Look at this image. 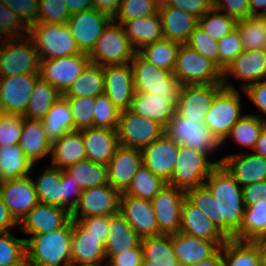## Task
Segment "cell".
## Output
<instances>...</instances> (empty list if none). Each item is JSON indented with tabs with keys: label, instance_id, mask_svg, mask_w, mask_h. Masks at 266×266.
Listing matches in <instances>:
<instances>
[{
	"label": "cell",
	"instance_id": "obj_1",
	"mask_svg": "<svg viewBox=\"0 0 266 266\" xmlns=\"http://www.w3.org/2000/svg\"><path fill=\"white\" fill-rule=\"evenodd\" d=\"M185 198L204 213L227 237L234 238L244 218L242 187L218 165L204 185L185 190Z\"/></svg>",
	"mask_w": 266,
	"mask_h": 266
},
{
	"label": "cell",
	"instance_id": "obj_2",
	"mask_svg": "<svg viewBox=\"0 0 266 266\" xmlns=\"http://www.w3.org/2000/svg\"><path fill=\"white\" fill-rule=\"evenodd\" d=\"M25 240L26 257L35 266H68L72 262V219L59 229Z\"/></svg>",
	"mask_w": 266,
	"mask_h": 266
},
{
	"label": "cell",
	"instance_id": "obj_3",
	"mask_svg": "<svg viewBox=\"0 0 266 266\" xmlns=\"http://www.w3.org/2000/svg\"><path fill=\"white\" fill-rule=\"evenodd\" d=\"M130 65L135 91L164 96L176 106L181 85L173 72L159 69L138 52L134 54Z\"/></svg>",
	"mask_w": 266,
	"mask_h": 266
},
{
	"label": "cell",
	"instance_id": "obj_4",
	"mask_svg": "<svg viewBox=\"0 0 266 266\" xmlns=\"http://www.w3.org/2000/svg\"><path fill=\"white\" fill-rule=\"evenodd\" d=\"M40 60L81 54L68 25L36 23L28 29Z\"/></svg>",
	"mask_w": 266,
	"mask_h": 266
},
{
	"label": "cell",
	"instance_id": "obj_5",
	"mask_svg": "<svg viewBox=\"0 0 266 266\" xmlns=\"http://www.w3.org/2000/svg\"><path fill=\"white\" fill-rule=\"evenodd\" d=\"M5 39H0V78L39 74L40 59L32 39L28 35Z\"/></svg>",
	"mask_w": 266,
	"mask_h": 266
},
{
	"label": "cell",
	"instance_id": "obj_6",
	"mask_svg": "<svg viewBox=\"0 0 266 266\" xmlns=\"http://www.w3.org/2000/svg\"><path fill=\"white\" fill-rule=\"evenodd\" d=\"M173 74L181 86L222 84L221 69L187 44L179 47Z\"/></svg>",
	"mask_w": 266,
	"mask_h": 266
},
{
	"label": "cell",
	"instance_id": "obj_7",
	"mask_svg": "<svg viewBox=\"0 0 266 266\" xmlns=\"http://www.w3.org/2000/svg\"><path fill=\"white\" fill-rule=\"evenodd\" d=\"M136 52L123 26L112 19L88 55L91 63L106 66L128 64Z\"/></svg>",
	"mask_w": 266,
	"mask_h": 266
},
{
	"label": "cell",
	"instance_id": "obj_8",
	"mask_svg": "<svg viewBox=\"0 0 266 266\" xmlns=\"http://www.w3.org/2000/svg\"><path fill=\"white\" fill-rule=\"evenodd\" d=\"M208 156L194 149L180 146L177 163L167 184L183 190L204 185V180L218 165L222 164L223 160L221 158L213 162L208 160Z\"/></svg>",
	"mask_w": 266,
	"mask_h": 266
},
{
	"label": "cell",
	"instance_id": "obj_9",
	"mask_svg": "<svg viewBox=\"0 0 266 266\" xmlns=\"http://www.w3.org/2000/svg\"><path fill=\"white\" fill-rule=\"evenodd\" d=\"M240 93L237 89L223 87L211 103L204 124L223 146L232 127L241 115ZM224 142V143H223Z\"/></svg>",
	"mask_w": 266,
	"mask_h": 266
},
{
	"label": "cell",
	"instance_id": "obj_10",
	"mask_svg": "<svg viewBox=\"0 0 266 266\" xmlns=\"http://www.w3.org/2000/svg\"><path fill=\"white\" fill-rule=\"evenodd\" d=\"M165 133L178 145L209 156L221 146L204 122L189 120L180 116L176 111L167 124Z\"/></svg>",
	"mask_w": 266,
	"mask_h": 266
},
{
	"label": "cell",
	"instance_id": "obj_11",
	"mask_svg": "<svg viewBox=\"0 0 266 266\" xmlns=\"http://www.w3.org/2000/svg\"><path fill=\"white\" fill-rule=\"evenodd\" d=\"M164 133L165 129L151 119L130 109L120 112L117 128L119 145L142 150Z\"/></svg>",
	"mask_w": 266,
	"mask_h": 266
},
{
	"label": "cell",
	"instance_id": "obj_12",
	"mask_svg": "<svg viewBox=\"0 0 266 266\" xmlns=\"http://www.w3.org/2000/svg\"><path fill=\"white\" fill-rule=\"evenodd\" d=\"M89 63V55L85 53L40 60L39 76L63 95Z\"/></svg>",
	"mask_w": 266,
	"mask_h": 266
},
{
	"label": "cell",
	"instance_id": "obj_13",
	"mask_svg": "<svg viewBox=\"0 0 266 266\" xmlns=\"http://www.w3.org/2000/svg\"><path fill=\"white\" fill-rule=\"evenodd\" d=\"M121 194L109 183L82 190L78 203L71 212V219L78 221L91 216L116 214L120 212Z\"/></svg>",
	"mask_w": 266,
	"mask_h": 266
},
{
	"label": "cell",
	"instance_id": "obj_14",
	"mask_svg": "<svg viewBox=\"0 0 266 266\" xmlns=\"http://www.w3.org/2000/svg\"><path fill=\"white\" fill-rule=\"evenodd\" d=\"M113 18L102 11L91 8L70 15L67 23L81 53L89 54Z\"/></svg>",
	"mask_w": 266,
	"mask_h": 266
},
{
	"label": "cell",
	"instance_id": "obj_15",
	"mask_svg": "<svg viewBox=\"0 0 266 266\" xmlns=\"http://www.w3.org/2000/svg\"><path fill=\"white\" fill-rule=\"evenodd\" d=\"M223 84H194L180 87L176 112L187 119L204 122L215 95Z\"/></svg>",
	"mask_w": 266,
	"mask_h": 266
},
{
	"label": "cell",
	"instance_id": "obj_16",
	"mask_svg": "<svg viewBox=\"0 0 266 266\" xmlns=\"http://www.w3.org/2000/svg\"><path fill=\"white\" fill-rule=\"evenodd\" d=\"M231 77L242 79L243 90L249 85L266 80L265 50H244L222 72V84L226 88L234 89L227 80Z\"/></svg>",
	"mask_w": 266,
	"mask_h": 266
},
{
	"label": "cell",
	"instance_id": "obj_17",
	"mask_svg": "<svg viewBox=\"0 0 266 266\" xmlns=\"http://www.w3.org/2000/svg\"><path fill=\"white\" fill-rule=\"evenodd\" d=\"M184 199L185 190L167 184L151 200L159 231L162 234L179 232Z\"/></svg>",
	"mask_w": 266,
	"mask_h": 266
},
{
	"label": "cell",
	"instance_id": "obj_18",
	"mask_svg": "<svg viewBox=\"0 0 266 266\" xmlns=\"http://www.w3.org/2000/svg\"><path fill=\"white\" fill-rule=\"evenodd\" d=\"M39 74H19L0 78V99L6 114L25 115Z\"/></svg>",
	"mask_w": 266,
	"mask_h": 266
},
{
	"label": "cell",
	"instance_id": "obj_19",
	"mask_svg": "<svg viewBox=\"0 0 266 266\" xmlns=\"http://www.w3.org/2000/svg\"><path fill=\"white\" fill-rule=\"evenodd\" d=\"M105 94L121 112L130 109L135 88L130 63L102 66Z\"/></svg>",
	"mask_w": 266,
	"mask_h": 266
},
{
	"label": "cell",
	"instance_id": "obj_20",
	"mask_svg": "<svg viewBox=\"0 0 266 266\" xmlns=\"http://www.w3.org/2000/svg\"><path fill=\"white\" fill-rule=\"evenodd\" d=\"M0 195L10 214L18 223L39 203L30 176L3 181Z\"/></svg>",
	"mask_w": 266,
	"mask_h": 266
},
{
	"label": "cell",
	"instance_id": "obj_21",
	"mask_svg": "<svg viewBox=\"0 0 266 266\" xmlns=\"http://www.w3.org/2000/svg\"><path fill=\"white\" fill-rule=\"evenodd\" d=\"M120 213L141 238L162 234L151 200L121 194Z\"/></svg>",
	"mask_w": 266,
	"mask_h": 266
},
{
	"label": "cell",
	"instance_id": "obj_22",
	"mask_svg": "<svg viewBox=\"0 0 266 266\" xmlns=\"http://www.w3.org/2000/svg\"><path fill=\"white\" fill-rule=\"evenodd\" d=\"M179 147L180 145L164 133L141 150L143 165L168 182L177 163Z\"/></svg>",
	"mask_w": 266,
	"mask_h": 266
},
{
	"label": "cell",
	"instance_id": "obj_23",
	"mask_svg": "<svg viewBox=\"0 0 266 266\" xmlns=\"http://www.w3.org/2000/svg\"><path fill=\"white\" fill-rule=\"evenodd\" d=\"M142 166L141 150L119 145L107 163L108 183L123 193L129 187L132 177Z\"/></svg>",
	"mask_w": 266,
	"mask_h": 266
},
{
	"label": "cell",
	"instance_id": "obj_24",
	"mask_svg": "<svg viewBox=\"0 0 266 266\" xmlns=\"http://www.w3.org/2000/svg\"><path fill=\"white\" fill-rule=\"evenodd\" d=\"M71 219L64 208L38 203L18 223L24 234L38 235L63 227Z\"/></svg>",
	"mask_w": 266,
	"mask_h": 266
},
{
	"label": "cell",
	"instance_id": "obj_25",
	"mask_svg": "<svg viewBox=\"0 0 266 266\" xmlns=\"http://www.w3.org/2000/svg\"><path fill=\"white\" fill-rule=\"evenodd\" d=\"M179 232L191 237L214 241L220 247L228 240L218 227L186 198L183 201L181 209Z\"/></svg>",
	"mask_w": 266,
	"mask_h": 266
},
{
	"label": "cell",
	"instance_id": "obj_26",
	"mask_svg": "<svg viewBox=\"0 0 266 266\" xmlns=\"http://www.w3.org/2000/svg\"><path fill=\"white\" fill-rule=\"evenodd\" d=\"M222 165L243 188L266 180V159L255 153H238L222 157Z\"/></svg>",
	"mask_w": 266,
	"mask_h": 266
},
{
	"label": "cell",
	"instance_id": "obj_27",
	"mask_svg": "<svg viewBox=\"0 0 266 266\" xmlns=\"http://www.w3.org/2000/svg\"><path fill=\"white\" fill-rule=\"evenodd\" d=\"M107 237L89 234L77 221L72 220L71 260L74 263L100 262L106 260Z\"/></svg>",
	"mask_w": 266,
	"mask_h": 266
},
{
	"label": "cell",
	"instance_id": "obj_28",
	"mask_svg": "<svg viewBox=\"0 0 266 266\" xmlns=\"http://www.w3.org/2000/svg\"><path fill=\"white\" fill-rule=\"evenodd\" d=\"M81 134L87 159L107 165L119 146L117 130L90 127L81 130Z\"/></svg>",
	"mask_w": 266,
	"mask_h": 266
},
{
	"label": "cell",
	"instance_id": "obj_29",
	"mask_svg": "<svg viewBox=\"0 0 266 266\" xmlns=\"http://www.w3.org/2000/svg\"><path fill=\"white\" fill-rule=\"evenodd\" d=\"M163 38L179 44H186L190 34L198 25V18L178 8L163 5L159 7Z\"/></svg>",
	"mask_w": 266,
	"mask_h": 266
},
{
	"label": "cell",
	"instance_id": "obj_30",
	"mask_svg": "<svg viewBox=\"0 0 266 266\" xmlns=\"http://www.w3.org/2000/svg\"><path fill=\"white\" fill-rule=\"evenodd\" d=\"M141 239L120 212L110 215L105 244L106 260L120 252L141 247Z\"/></svg>",
	"mask_w": 266,
	"mask_h": 266
},
{
	"label": "cell",
	"instance_id": "obj_31",
	"mask_svg": "<svg viewBox=\"0 0 266 266\" xmlns=\"http://www.w3.org/2000/svg\"><path fill=\"white\" fill-rule=\"evenodd\" d=\"M130 110L151 119L165 129L174 116L176 106L164 96L135 91Z\"/></svg>",
	"mask_w": 266,
	"mask_h": 266
},
{
	"label": "cell",
	"instance_id": "obj_32",
	"mask_svg": "<svg viewBox=\"0 0 266 266\" xmlns=\"http://www.w3.org/2000/svg\"><path fill=\"white\" fill-rule=\"evenodd\" d=\"M172 246L180 266H189L209 258L221 248L214 241L191 237L181 232L172 234Z\"/></svg>",
	"mask_w": 266,
	"mask_h": 266
},
{
	"label": "cell",
	"instance_id": "obj_33",
	"mask_svg": "<svg viewBox=\"0 0 266 266\" xmlns=\"http://www.w3.org/2000/svg\"><path fill=\"white\" fill-rule=\"evenodd\" d=\"M50 155L52 166L61 170L87 159L81 131L74 130L64 134L52 144Z\"/></svg>",
	"mask_w": 266,
	"mask_h": 266
},
{
	"label": "cell",
	"instance_id": "obj_34",
	"mask_svg": "<svg viewBox=\"0 0 266 266\" xmlns=\"http://www.w3.org/2000/svg\"><path fill=\"white\" fill-rule=\"evenodd\" d=\"M122 26L136 51L163 38L159 12L148 17L125 21Z\"/></svg>",
	"mask_w": 266,
	"mask_h": 266
},
{
	"label": "cell",
	"instance_id": "obj_35",
	"mask_svg": "<svg viewBox=\"0 0 266 266\" xmlns=\"http://www.w3.org/2000/svg\"><path fill=\"white\" fill-rule=\"evenodd\" d=\"M24 154L36 164L39 159L51 154L52 144L47 139L41 120L24 118L22 136L18 144Z\"/></svg>",
	"mask_w": 266,
	"mask_h": 266
},
{
	"label": "cell",
	"instance_id": "obj_36",
	"mask_svg": "<svg viewBox=\"0 0 266 266\" xmlns=\"http://www.w3.org/2000/svg\"><path fill=\"white\" fill-rule=\"evenodd\" d=\"M41 121L51 144L58 141L67 132L74 131L71 107L63 95L53 104Z\"/></svg>",
	"mask_w": 266,
	"mask_h": 266
},
{
	"label": "cell",
	"instance_id": "obj_37",
	"mask_svg": "<svg viewBox=\"0 0 266 266\" xmlns=\"http://www.w3.org/2000/svg\"><path fill=\"white\" fill-rule=\"evenodd\" d=\"M141 247L148 266H180L172 246V234L144 237Z\"/></svg>",
	"mask_w": 266,
	"mask_h": 266
},
{
	"label": "cell",
	"instance_id": "obj_38",
	"mask_svg": "<svg viewBox=\"0 0 266 266\" xmlns=\"http://www.w3.org/2000/svg\"><path fill=\"white\" fill-rule=\"evenodd\" d=\"M103 93H105V81L102 66L90 62L63 96L65 98L96 97Z\"/></svg>",
	"mask_w": 266,
	"mask_h": 266
},
{
	"label": "cell",
	"instance_id": "obj_39",
	"mask_svg": "<svg viewBox=\"0 0 266 266\" xmlns=\"http://www.w3.org/2000/svg\"><path fill=\"white\" fill-rule=\"evenodd\" d=\"M34 164L19 145L0 146V177L2 181L27 177Z\"/></svg>",
	"mask_w": 266,
	"mask_h": 266
},
{
	"label": "cell",
	"instance_id": "obj_40",
	"mask_svg": "<svg viewBox=\"0 0 266 266\" xmlns=\"http://www.w3.org/2000/svg\"><path fill=\"white\" fill-rule=\"evenodd\" d=\"M222 252V266H262L259 248L254 241L228 238Z\"/></svg>",
	"mask_w": 266,
	"mask_h": 266
},
{
	"label": "cell",
	"instance_id": "obj_41",
	"mask_svg": "<svg viewBox=\"0 0 266 266\" xmlns=\"http://www.w3.org/2000/svg\"><path fill=\"white\" fill-rule=\"evenodd\" d=\"M62 170L48 166L33 185L38 202L63 208Z\"/></svg>",
	"mask_w": 266,
	"mask_h": 266
},
{
	"label": "cell",
	"instance_id": "obj_42",
	"mask_svg": "<svg viewBox=\"0 0 266 266\" xmlns=\"http://www.w3.org/2000/svg\"><path fill=\"white\" fill-rule=\"evenodd\" d=\"M62 94L51 84L39 78L31 93L24 118L42 120Z\"/></svg>",
	"mask_w": 266,
	"mask_h": 266
},
{
	"label": "cell",
	"instance_id": "obj_43",
	"mask_svg": "<svg viewBox=\"0 0 266 266\" xmlns=\"http://www.w3.org/2000/svg\"><path fill=\"white\" fill-rule=\"evenodd\" d=\"M266 235V199H260L251 206H245L240 230L234 239L254 241Z\"/></svg>",
	"mask_w": 266,
	"mask_h": 266
},
{
	"label": "cell",
	"instance_id": "obj_44",
	"mask_svg": "<svg viewBox=\"0 0 266 266\" xmlns=\"http://www.w3.org/2000/svg\"><path fill=\"white\" fill-rule=\"evenodd\" d=\"M180 45L167 38H162L154 43L143 46L137 52L159 69L173 72Z\"/></svg>",
	"mask_w": 266,
	"mask_h": 266
},
{
	"label": "cell",
	"instance_id": "obj_45",
	"mask_svg": "<svg viewBox=\"0 0 266 266\" xmlns=\"http://www.w3.org/2000/svg\"><path fill=\"white\" fill-rule=\"evenodd\" d=\"M81 190L108 184L107 165L85 159L65 169Z\"/></svg>",
	"mask_w": 266,
	"mask_h": 266
},
{
	"label": "cell",
	"instance_id": "obj_46",
	"mask_svg": "<svg viewBox=\"0 0 266 266\" xmlns=\"http://www.w3.org/2000/svg\"><path fill=\"white\" fill-rule=\"evenodd\" d=\"M166 185L167 182L143 165L132 177L129 187L122 194L152 200Z\"/></svg>",
	"mask_w": 266,
	"mask_h": 266
},
{
	"label": "cell",
	"instance_id": "obj_47",
	"mask_svg": "<svg viewBox=\"0 0 266 266\" xmlns=\"http://www.w3.org/2000/svg\"><path fill=\"white\" fill-rule=\"evenodd\" d=\"M236 29L239 32L244 50L266 48V20L264 16H249L237 21Z\"/></svg>",
	"mask_w": 266,
	"mask_h": 266
},
{
	"label": "cell",
	"instance_id": "obj_48",
	"mask_svg": "<svg viewBox=\"0 0 266 266\" xmlns=\"http://www.w3.org/2000/svg\"><path fill=\"white\" fill-rule=\"evenodd\" d=\"M266 123L260 115L243 114L232 127L228 137L236 141L240 146H247L254 149L259 134Z\"/></svg>",
	"mask_w": 266,
	"mask_h": 266
},
{
	"label": "cell",
	"instance_id": "obj_49",
	"mask_svg": "<svg viewBox=\"0 0 266 266\" xmlns=\"http://www.w3.org/2000/svg\"><path fill=\"white\" fill-rule=\"evenodd\" d=\"M237 21L212 8L202 17L198 18V26L214 40H221L224 36L236 29Z\"/></svg>",
	"mask_w": 266,
	"mask_h": 266
},
{
	"label": "cell",
	"instance_id": "obj_50",
	"mask_svg": "<svg viewBox=\"0 0 266 266\" xmlns=\"http://www.w3.org/2000/svg\"><path fill=\"white\" fill-rule=\"evenodd\" d=\"M159 12V5L153 0H121L113 20L119 24L140 17H148Z\"/></svg>",
	"mask_w": 266,
	"mask_h": 266
},
{
	"label": "cell",
	"instance_id": "obj_51",
	"mask_svg": "<svg viewBox=\"0 0 266 266\" xmlns=\"http://www.w3.org/2000/svg\"><path fill=\"white\" fill-rule=\"evenodd\" d=\"M26 258V240L9 231L0 233V266H13Z\"/></svg>",
	"mask_w": 266,
	"mask_h": 266
},
{
	"label": "cell",
	"instance_id": "obj_52",
	"mask_svg": "<svg viewBox=\"0 0 266 266\" xmlns=\"http://www.w3.org/2000/svg\"><path fill=\"white\" fill-rule=\"evenodd\" d=\"M95 101L93 127L117 130L120 111L105 93L97 95Z\"/></svg>",
	"mask_w": 266,
	"mask_h": 266
},
{
	"label": "cell",
	"instance_id": "obj_53",
	"mask_svg": "<svg viewBox=\"0 0 266 266\" xmlns=\"http://www.w3.org/2000/svg\"><path fill=\"white\" fill-rule=\"evenodd\" d=\"M71 107L74 130L93 127L95 97L66 98Z\"/></svg>",
	"mask_w": 266,
	"mask_h": 266
},
{
	"label": "cell",
	"instance_id": "obj_54",
	"mask_svg": "<svg viewBox=\"0 0 266 266\" xmlns=\"http://www.w3.org/2000/svg\"><path fill=\"white\" fill-rule=\"evenodd\" d=\"M70 15L65 0H39L37 23L66 25Z\"/></svg>",
	"mask_w": 266,
	"mask_h": 266
},
{
	"label": "cell",
	"instance_id": "obj_55",
	"mask_svg": "<svg viewBox=\"0 0 266 266\" xmlns=\"http://www.w3.org/2000/svg\"><path fill=\"white\" fill-rule=\"evenodd\" d=\"M186 44L191 48L195 49L198 53H200L204 57L210 59L219 67L218 41L210 37L198 25L194 28L193 32L190 34Z\"/></svg>",
	"mask_w": 266,
	"mask_h": 266
},
{
	"label": "cell",
	"instance_id": "obj_56",
	"mask_svg": "<svg viewBox=\"0 0 266 266\" xmlns=\"http://www.w3.org/2000/svg\"><path fill=\"white\" fill-rule=\"evenodd\" d=\"M26 33L28 35V28L22 23L20 18L0 0V39L2 37L20 38L26 36Z\"/></svg>",
	"mask_w": 266,
	"mask_h": 266
},
{
	"label": "cell",
	"instance_id": "obj_57",
	"mask_svg": "<svg viewBox=\"0 0 266 266\" xmlns=\"http://www.w3.org/2000/svg\"><path fill=\"white\" fill-rule=\"evenodd\" d=\"M219 68L223 72L230 63L244 51L241 38L237 29L218 41Z\"/></svg>",
	"mask_w": 266,
	"mask_h": 266
},
{
	"label": "cell",
	"instance_id": "obj_58",
	"mask_svg": "<svg viewBox=\"0 0 266 266\" xmlns=\"http://www.w3.org/2000/svg\"><path fill=\"white\" fill-rule=\"evenodd\" d=\"M23 124L22 115L5 114L0 118V146L18 145Z\"/></svg>",
	"mask_w": 266,
	"mask_h": 266
},
{
	"label": "cell",
	"instance_id": "obj_59",
	"mask_svg": "<svg viewBox=\"0 0 266 266\" xmlns=\"http://www.w3.org/2000/svg\"><path fill=\"white\" fill-rule=\"evenodd\" d=\"M8 6L29 29L37 23L39 0H1Z\"/></svg>",
	"mask_w": 266,
	"mask_h": 266
},
{
	"label": "cell",
	"instance_id": "obj_60",
	"mask_svg": "<svg viewBox=\"0 0 266 266\" xmlns=\"http://www.w3.org/2000/svg\"><path fill=\"white\" fill-rule=\"evenodd\" d=\"M213 8L226 11L225 14L236 21L250 16L249 0H212Z\"/></svg>",
	"mask_w": 266,
	"mask_h": 266
},
{
	"label": "cell",
	"instance_id": "obj_61",
	"mask_svg": "<svg viewBox=\"0 0 266 266\" xmlns=\"http://www.w3.org/2000/svg\"><path fill=\"white\" fill-rule=\"evenodd\" d=\"M61 185L63 191V208L71 213L78 203L82 190L65 169H62ZM71 195H75V197L72 199Z\"/></svg>",
	"mask_w": 266,
	"mask_h": 266
},
{
	"label": "cell",
	"instance_id": "obj_62",
	"mask_svg": "<svg viewBox=\"0 0 266 266\" xmlns=\"http://www.w3.org/2000/svg\"><path fill=\"white\" fill-rule=\"evenodd\" d=\"M167 5L190 13L197 18L202 17L213 8L212 0H169Z\"/></svg>",
	"mask_w": 266,
	"mask_h": 266
},
{
	"label": "cell",
	"instance_id": "obj_63",
	"mask_svg": "<svg viewBox=\"0 0 266 266\" xmlns=\"http://www.w3.org/2000/svg\"><path fill=\"white\" fill-rule=\"evenodd\" d=\"M89 234L95 237H107L110 215H98L82 218L77 221Z\"/></svg>",
	"mask_w": 266,
	"mask_h": 266
},
{
	"label": "cell",
	"instance_id": "obj_64",
	"mask_svg": "<svg viewBox=\"0 0 266 266\" xmlns=\"http://www.w3.org/2000/svg\"><path fill=\"white\" fill-rule=\"evenodd\" d=\"M142 260V247H135L112 256L108 260V264L109 266H141Z\"/></svg>",
	"mask_w": 266,
	"mask_h": 266
},
{
	"label": "cell",
	"instance_id": "obj_65",
	"mask_svg": "<svg viewBox=\"0 0 266 266\" xmlns=\"http://www.w3.org/2000/svg\"><path fill=\"white\" fill-rule=\"evenodd\" d=\"M244 91L258 109L266 115V80L251 84ZM261 119L266 123L265 118Z\"/></svg>",
	"mask_w": 266,
	"mask_h": 266
},
{
	"label": "cell",
	"instance_id": "obj_66",
	"mask_svg": "<svg viewBox=\"0 0 266 266\" xmlns=\"http://www.w3.org/2000/svg\"><path fill=\"white\" fill-rule=\"evenodd\" d=\"M244 206H251L260 199H266V180L242 188Z\"/></svg>",
	"mask_w": 266,
	"mask_h": 266
},
{
	"label": "cell",
	"instance_id": "obj_67",
	"mask_svg": "<svg viewBox=\"0 0 266 266\" xmlns=\"http://www.w3.org/2000/svg\"><path fill=\"white\" fill-rule=\"evenodd\" d=\"M18 225V222L10 214L0 195V233L9 231L10 227Z\"/></svg>",
	"mask_w": 266,
	"mask_h": 266
},
{
	"label": "cell",
	"instance_id": "obj_68",
	"mask_svg": "<svg viewBox=\"0 0 266 266\" xmlns=\"http://www.w3.org/2000/svg\"><path fill=\"white\" fill-rule=\"evenodd\" d=\"M121 0H92L93 8L109 14L112 18L117 13Z\"/></svg>",
	"mask_w": 266,
	"mask_h": 266
},
{
	"label": "cell",
	"instance_id": "obj_69",
	"mask_svg": "<svg viewBox=\"0 0 266 266\" xmlns=\"http://www.w3.org/2000/svg\"><path fill=\"white\" fill-rule=\"evenodd\" d=\"M65 5L70 14L93 8L92 0H65Z\"/></svg>",
	"mask_w": 266,
	"mask_h": 266
},
{
	"label": "cell",
	"instance_id": "obj_70",
	"mask_svg": "<svg viewBox=\"0 0 266 266\" xmlns=\"http://www.w3.org/2000/svg\"><path fill=\"white\" fill-rule=\"evenodd\" d=\"M189 266H222V247L213 256Z\"/></svg>",
	"mask_w": 266,
	"mask_h": 266
},
{
	"label": "cell",
	"instance_id": "obj_71",
	"mask_svg": "<svg viewBox=\"0 0 266 266\" xmlns=\"http://www.w3.org/2000/svg\"><path fill=\"white\" fill-rule=\"evenodd\" d=\"M253 150H255V154L262 156L266 159V125L261 130Z\"/></svg>",
	"mask_w": 266,
	"mask_h": 266
},
{
	"label": "cell",
	"instance_id": "obj_72",
	"mask_svg": "<svg viewBox=\"0 0 266 266\" xmlns=\"http://www.w3.org/2000/svg\"><path fill=\"white\" fill-rule=\"evenodd\" d=\"M250 16H264L266 15V0H249ZM263 11H258L259 9Z\"/></svg>",
	"mask_w": 266,
	"mask_h": 266
},
{
	"label": "cell",
	"instance_id": "obj_73",
	"mask_svg": "<svg viewBox=\"0 0 266 266\" xmlns=\"http://www.w3.org/2000/svg\"><path fill=\"white\" fill-rule=\"evenodd\" d=\"M254 242L259 248L261 264L262 266H266V235L255 239Z\"/></svg>",
	"mask_w": 266,
	"mask_h": 266
},
{
	"label": "cell",
	"instance_id": "obj_74",
	"mask_svg": "<svg viewBox=\"0 0 266 266\" xmlns=\"http://www.w3.org/2000/svg\"><path fill=\"white\" fill-rule=\"evenodd\" d=\"M104 261L100 262H88V263H74L71 262L68 266H109L108 261H106L105 265H102Z\"/></svg>",
	"mask_w": 266,
	"mask_h": 266
},
{
	"label": "cell",
	"instance_id": "obj_75",
	"mask_svg": "<svg viewBox=\"0 0 266 266\" xmlns=\"http://www.w3.org/2000/svg\"><path fill=\"white\" fill-rule=\"evenodd\" d=\"M13 266H35L27 257Z\"/></svg>",
	"mask_w": 266,
	"mask_h": 266
},
{
	"label": "cell",
	"instance_id": "obj_76",
	"mask_svg": "<svg viewBox=\"0 0 266 266\" xmlns=\"http://www.w3.org/2000/svg\"><path fill=\"white\" fill-rule=\"evenodd\" d=\"M153 1H155L160 7V6L166 5L169 0H153Z\"/></svg>",
	"mask_w": 266,
	"mask_h": 266
},
{
	"label": "cell",
	"instance_id": "obj_77",
	"mask_svg": "<svg viewBox=\"0 0 266 266\" xmlns=\"http://www.w3.org/2000/svg\"><path fill=\"white\" fill-rule=\"evenodd\" d=\"M5 114H6V112L3 108L2 101L0 99V118H2Z\"/></svg>",
	"mask_w": 266,
	"mask_h": 266
},
{
	"label": "cell",
	"instance_id": "obj_78",
	"mask_svg": "<svg viewBox=\"0 0 266 266\" xmlns=\"http://www.w3.org/2000/svg\"><path fill=\"white\" fill-rule=\"evenodd\" d=\"M141 266H148V260H142Z\"/></svg>",
	"mask_w": 266,
	"mask_h": 266
},
{
	"label": "cell",
	"instance_id": "obj_79",
	"mask_svg": "<svg viewBox=\"0 0 266 266\" xmlns=\"http://www.w3.org/2000/svg\"><path fill=\"white\" fill-rule=\"evenodd\" d=\"M2 182H3V181H2V179H1V177H0V188H1V184H2Z\"/></svg>",
	"mask_w": 266,
	"mask_h": 266
}]
</instances>
